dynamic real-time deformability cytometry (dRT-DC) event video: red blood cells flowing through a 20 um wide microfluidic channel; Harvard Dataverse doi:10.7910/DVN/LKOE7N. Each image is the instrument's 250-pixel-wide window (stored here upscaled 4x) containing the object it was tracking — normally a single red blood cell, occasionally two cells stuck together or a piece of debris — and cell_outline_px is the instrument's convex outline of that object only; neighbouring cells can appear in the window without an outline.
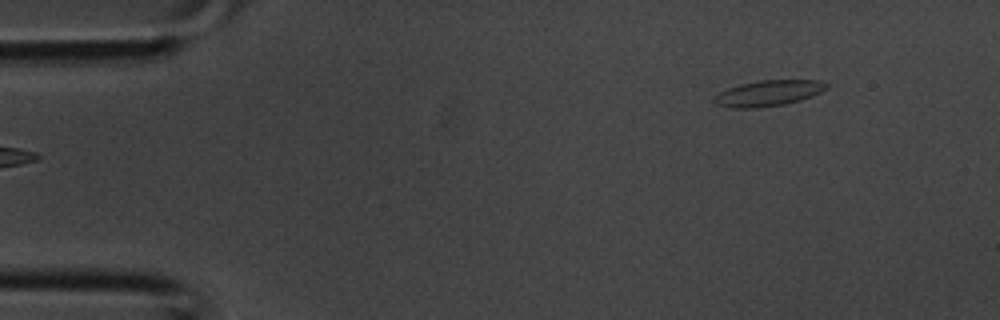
{"species": "common noctule bat (a hibernating species)", "species_latin": "Nyctalus noctula", "temperature_condition": "room temperature", "stored_images_in_passage": 34, "camera_frame_rate_fps": 3000, "um_per_image_px": 0.085, "animal": {"sex": "male", "body_mass_g": 20.1, "forearm_length_mm": 53.5}, "frame": {"image": 1, "passage_image": 1, "time_ms": 0.0, "image_size_px": [1000, 320], "cell_outline_px": [[828, 88], [812, 96], [800, 100], [784, 104], [756, 108], [732, 108], [716, 104], [712, 100], [720, 92], [728, 88], [740, 84], [760, 80], [820, 80], [828, 84]], "centroid_in_image_um": [65.32, 7.92], "position_along_channel_um": 19.7, "area_um2": 16.82}}
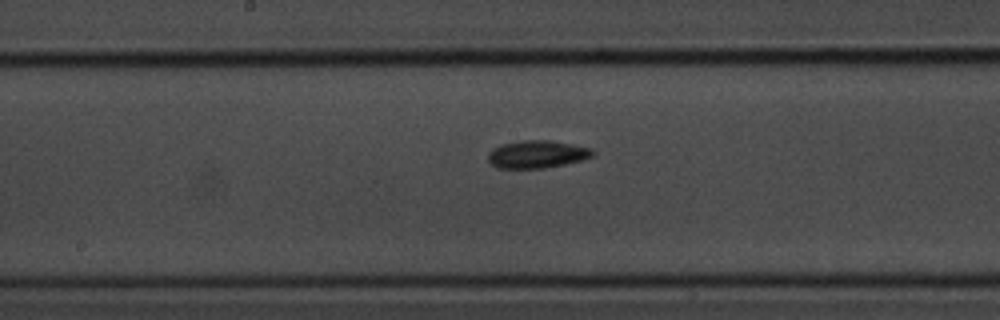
{"frame": {"image": 2, "passage_image": 16, "time_ms": 5.0, "image_size_px": [1000, 320], "cell_outline_px": [[596, 152], [592, 156], [584, 160], [544, 168], [496, 168], [488, 160], [488, 152], [492, 148], [500, 144], [524, 140], [552, 140], [592, 148]], "centroid_in_image_um": [45.65, 13.1], "position_along_channel_um": 202.5, "area_um2": 17.05}}
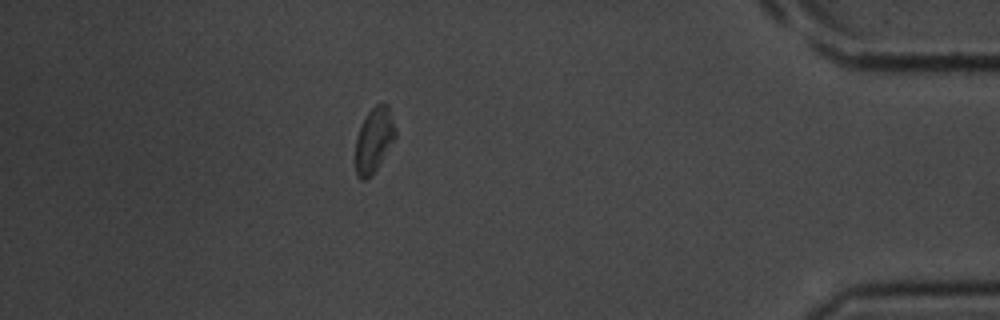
{"frame": {"image": 3, "passage_image": 30, "time_ms": 9.667, "image_size_px": [1000, 320], "cell_outline_px": [[396, 136], [372, 176], [364, 180], [360, 180], [356, 176], [356, 136], [368, 112], [376, 104], [388, 104], [396, 132]], "centroid_in_image_um": [31.78, 11.93], "position_along_channel_um": 403.4, "area_um2": 14.85}}